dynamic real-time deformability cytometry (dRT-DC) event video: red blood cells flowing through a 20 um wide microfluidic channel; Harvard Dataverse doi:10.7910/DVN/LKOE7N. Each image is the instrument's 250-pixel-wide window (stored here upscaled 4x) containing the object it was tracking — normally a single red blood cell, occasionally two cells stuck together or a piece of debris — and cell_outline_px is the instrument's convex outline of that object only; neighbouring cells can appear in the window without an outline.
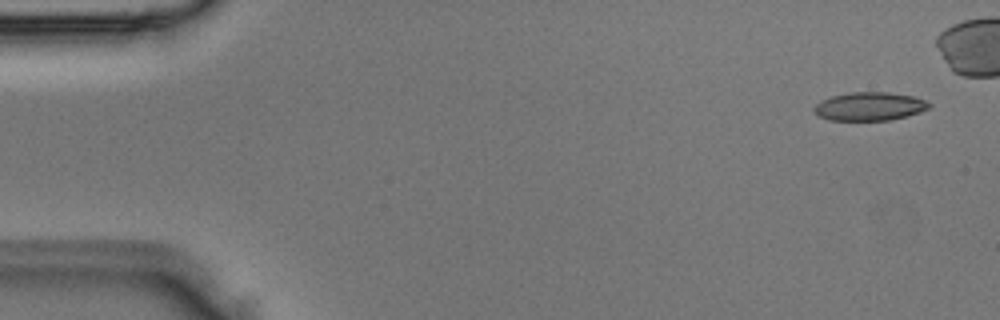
{"species": "Egyptian fruit bat (a non-hibernating species)", "species_latin": "Rousettus aegyptiacus", "temperature_condition": "room temperature", "stored_images_in_passage": 5, "camera_frame_rate_fps": 3000, "um_per_image_px": 0.085, "animal": {"sex": "male"}, "frame": {"image": 1, "passage_image": 1, "time_ms": 0.0, "image_size_px": [1000, 320], "cell_outline_px": [[932, 108], [908, 116], [892, 120], [828, 120], [820, 116], [812, 108], [820, 100], [832, 96], [848, 92], [888, 92], [912, 96], [924, 100], [932, 104]], "centroid_in_image_um": [73.94, 9.04], "position_along_channel_um": 11.1, "area_um2": 19.19}}